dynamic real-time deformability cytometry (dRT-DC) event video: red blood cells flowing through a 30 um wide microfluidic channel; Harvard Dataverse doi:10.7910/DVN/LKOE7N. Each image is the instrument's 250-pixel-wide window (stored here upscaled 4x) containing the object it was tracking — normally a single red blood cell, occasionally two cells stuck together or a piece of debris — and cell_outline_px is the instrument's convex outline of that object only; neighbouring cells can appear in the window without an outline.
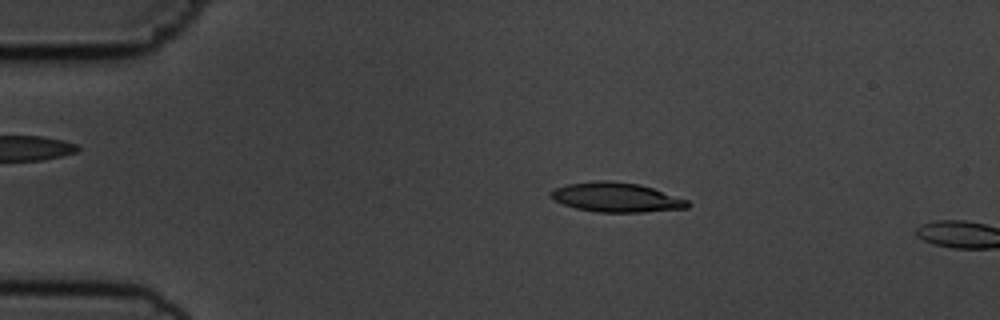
{"species": "common noctule bat (a hibernating species)", "species_latin": "Nyctalus noctula", "temperature_condition": "cold", "stored_images_in_passage": 3, "camera_frame_rate_fps": 3000, "um_per_image_px": 0.085, "animal": {"sex": "male", "body_mass_g": 19.5, "forearm_length_mm": 54.6}, "frame": {"image": 1, "passage_image": 2, "time_ms": 1.333, "image_size_px": [1000, 320], "cell_outline_px": [[692, 204], [688, 208], [644, 212], [596, 212], [576, 208], [564, 204], [548, 196], [548, 192], [556, 188], [568, 184], [596, 180], [608, 180], [640, 184], [688, 200]], "centroid_in_image_um": [52.39, 16.77], "position_along_channel_um": 32.6, "area_um2": 23.52}}